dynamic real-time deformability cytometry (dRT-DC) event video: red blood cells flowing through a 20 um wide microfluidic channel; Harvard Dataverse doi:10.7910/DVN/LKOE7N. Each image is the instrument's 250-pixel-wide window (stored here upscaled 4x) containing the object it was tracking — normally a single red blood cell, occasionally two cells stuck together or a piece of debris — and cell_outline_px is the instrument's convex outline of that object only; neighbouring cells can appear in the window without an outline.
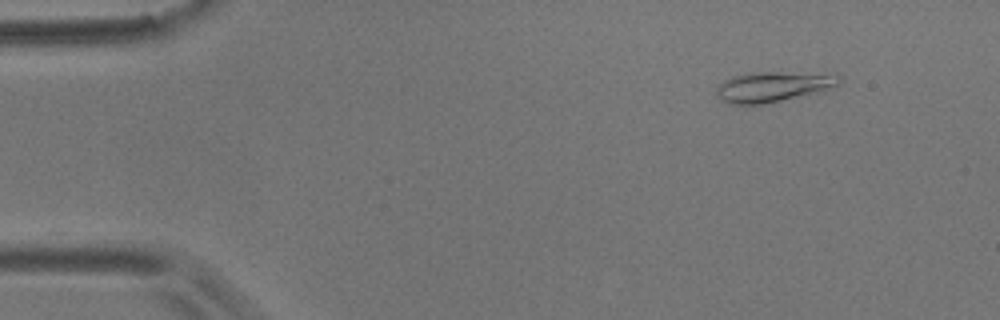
{"species": "common noctule bat (a hibernating species)", "species_latin": "Nyctalus noctula", "temperature_condition": "room temperature", "stored_images_in_passage": 43, "camera_frame_rate_fps": 3000, "um_per_image_px": 0.085, "animal": {"sex": "male", "body_mass_g": 17.9}, "frame": {"image": 1, "passage_image": 2, "time_ms": 0.333, "image_size_px": [1000, 320], "cell_outline_px": [[840, 84], [824, 92], [764, 104], [732, 104], [720, 100], [716, 92], [716, 88], [724, 80], [732, 76], [748, 72], [836, 72], [840, 76]], "centroid_in_image_um": [65.82, 7.35], "position_along_channel_um": 19.2, "area_um2": 22.48}}
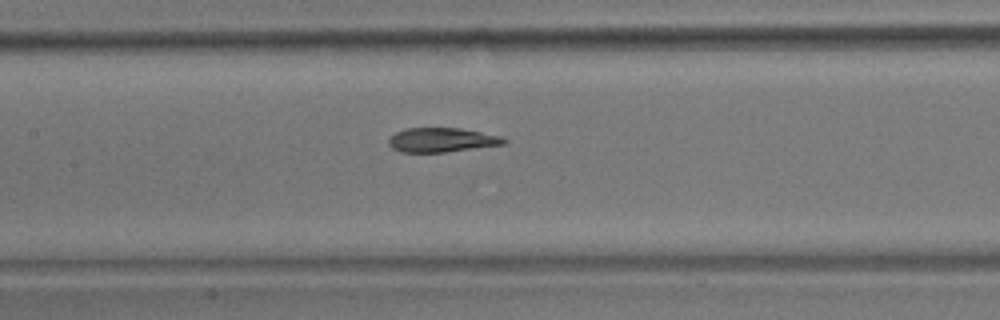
{"frame": {"image": 2, "passage_image": 22, "time_ms": 7.0, "image_size_px": [1000, 320], "cell_outline_px": [[508, 140], [504, 144], [444, 152], [400, 152], [392, 148], [388, 144], [388, 140], [396, 132], [404, 128], [460, 128], [500, 136]], "centroid_in_image_um": [37.51, 11.89], "position_along_channel_um": 169.9, "area_um2": 16.18}}
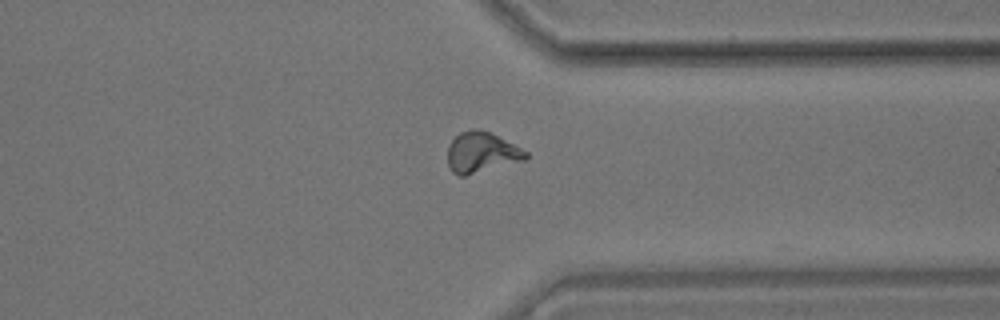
{"frame": {"image": 3, "passage_image": 39, "time_ms": 12.667, "image_size_px": [1000, 320], "cell_outline_px": [[528, 156], [524, 160], [464, 176], [460, 176], [452, 172], [448, 168], [448, 144], [460, 132], [476, 128], [488, 132], [528, 152]], "centroid_in_image_um": [40.88, 12.97], "position_along_channel_um": 370.5, "area_um2": 18.15}, "authors_computed_cell_mechanics": {"area_um2": 17.34, "velocity_mm_per_s": 3.5776, "shape_relaxation_time_tau1_ms": 11.1262, "shape_relaxation_time_tau2_ms": 2.1249, "deformation_change_tau1": 0.2818, "deformation_change_tau2": 0.0869}}